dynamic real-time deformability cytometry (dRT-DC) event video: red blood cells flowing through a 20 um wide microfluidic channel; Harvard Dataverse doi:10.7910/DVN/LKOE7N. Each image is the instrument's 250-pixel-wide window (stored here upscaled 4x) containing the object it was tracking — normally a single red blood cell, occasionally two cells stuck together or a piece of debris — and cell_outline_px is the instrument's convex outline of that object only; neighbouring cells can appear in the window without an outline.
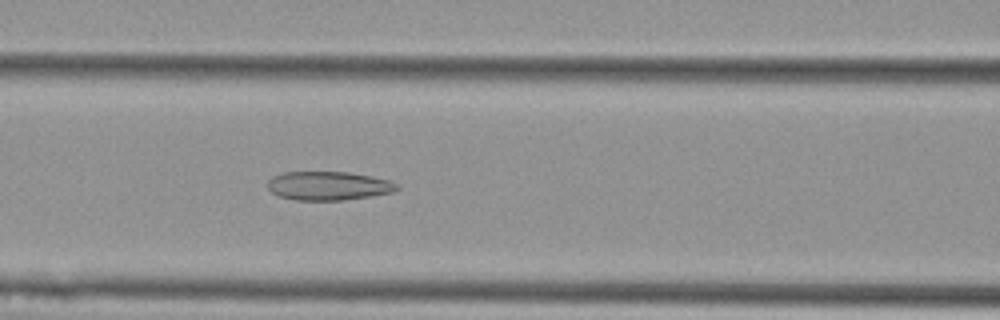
{"species": "Egyptian fruit bat (a non-hibernating species)", "species_latin": "Rousettus aegyptiacus", "temperature_condition": "cold", "stored_images_in_passage": 36, "camera_frame_rate_fps": 3000, "um_per_image_px": 0.085, "animal": {"sex": "female"}, "frame": {"image": 1, "passage_image": 10, "time_ms": 3.0, "image_size_px": [1000, 320], "cell_outline_px": [[400, 188], [392, 192], [344, 200], [296, 200], [280, 196], [272, 192], [268, 188], [268, 180], [272, 176], [284, 172], [348, 172], [372, 176], [388, 180], [400, 184]], "centroid_in_image_um": [27.92, 15.78], "position_along_channel_um": 138.7, "area_um2": 21.62}}
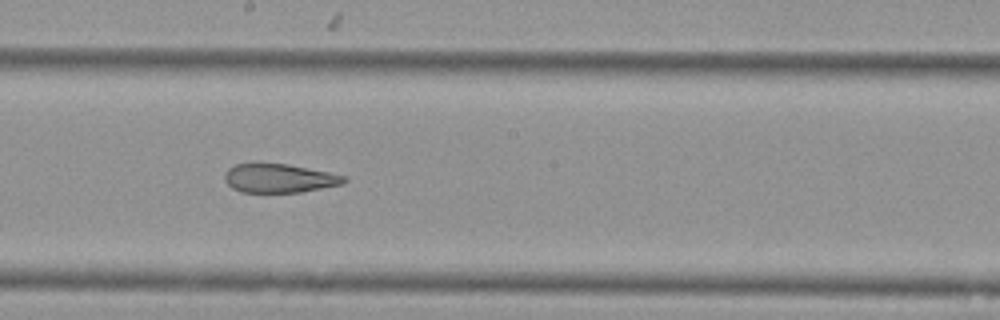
{"frame": {"image": 2, "passage_image": 17, "time_ms": 5.333, "image_size_px": [1000, 320], "cell_outline_px": [[348, 180], [344, 184], [300, 192], [240, 192], [232, 188], [224, 180], [224, 172], [228, 168], [236, 164], [288, 164], [348, 176]], "centroid_in_image_um": [23.75, 15.16], "position_along_channel_um": 224.4, "area_um2": 20.06}}
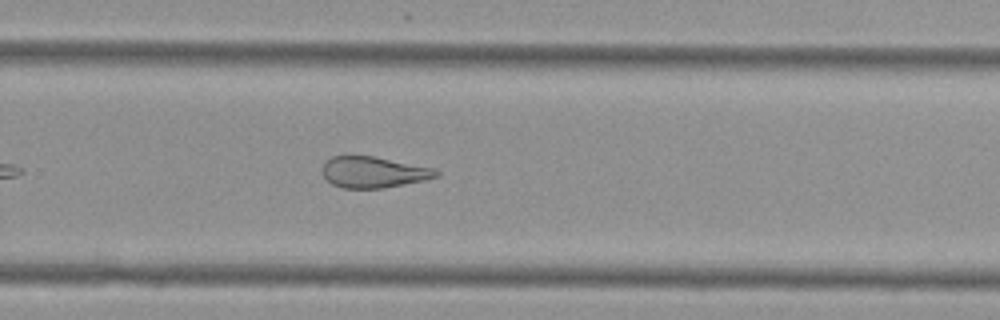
{"frame": {"image": 3, "passage_image": 23, "time_ms": 7.333, "image_size_px": [1000, 320], "cell_outline_px": [[440, 176], [424, 180], [384, 188], [340, 188], [332, 184], [324, 176], [320, 168], [332, 156], [376, 156], [436, 168], [440, 172]], "centroid_in_image_um": [31.78, 14.63], "position_along_channel_um": 298.0, "area_um2": 20.87}, "authors_computed_cell_mechanics": {"area_um2": 22.1374, "velocity_mm_per_s": 3.703, "shape_relaxation_time_tau1_ms": null, "shape_relaxation_time_tau2_ms": 2.5223, "deformation_change_tau1": null, "deformation_change_tau2": 0.1162}}